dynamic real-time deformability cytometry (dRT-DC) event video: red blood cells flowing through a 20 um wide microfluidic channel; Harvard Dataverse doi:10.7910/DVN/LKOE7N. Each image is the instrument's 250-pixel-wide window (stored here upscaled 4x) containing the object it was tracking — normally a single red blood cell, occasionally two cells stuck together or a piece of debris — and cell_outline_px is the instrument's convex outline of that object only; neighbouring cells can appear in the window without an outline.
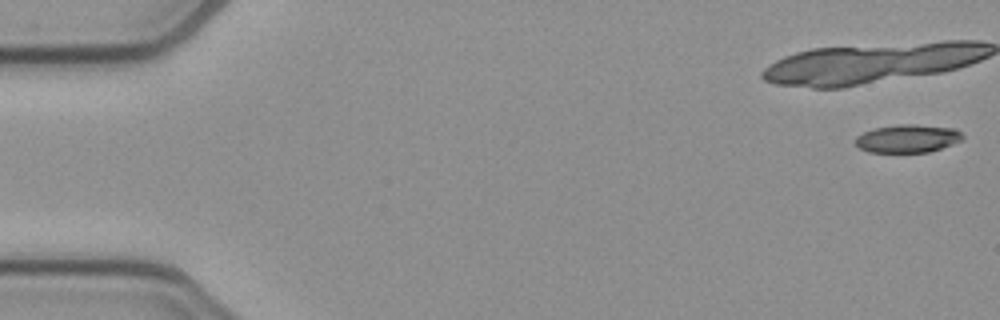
{"species": "common noctule bat (a hibernating species)", "species_latin": "Nyctalus noctula", "temperature_condition": "cold", "stored_images_in_passage": 16, "camera_frame_rate_fps": 3000, "um_per_image_px": 0.085, "animal": {"sex": "female", "body_mass_g": 21.9}, "frame": {"image": 1, "passage_image": 1, "time_ms": 0.0, "image_size_px": [1000, 320], "cell_outline_px": [[964, 140], [928, 152], [868, 152], [860, 148], [856, 144], [856, 136], [872, 128], [900, 124], [916, 124], [956, 128], [964, 136]], "centroid_in_image_um": [77.17, 11.76], "position_along_channel_um": 7.8, "area_um2": 17.63}}